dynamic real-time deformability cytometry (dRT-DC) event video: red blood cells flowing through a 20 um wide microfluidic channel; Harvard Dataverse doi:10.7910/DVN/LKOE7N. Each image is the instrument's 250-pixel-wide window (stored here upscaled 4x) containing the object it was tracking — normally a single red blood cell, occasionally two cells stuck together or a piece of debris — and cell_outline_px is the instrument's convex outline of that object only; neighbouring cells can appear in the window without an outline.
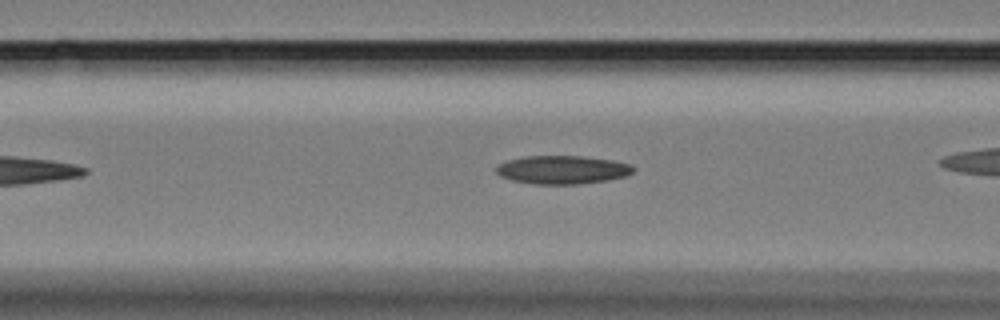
{"species": "Egyptian fruit bat (a non-hibernating species)", "species_latin": "Rousettus aegyptiacus", "temperature_condition": "cold", "stored_images_in_passage": 31, "camera_frame_rate_fps": 3000, "um_per_image_px": 0.085, "animal": {"sex": "female"}, "frame": {"image": 1, "passage_image": 9, "time_ms": 2.667, "image_size_px": [1000, 320], "cell_outline_px": [[636, 168], [628, 176], [608, 180], [580, 184], [532, 184], [512, 180], [500, 176], [496, 172], [496, 168], [500, 164], [508, 160], [524, 156], [584, 156], [612, 160], [632, 164]], "centroid_in_image_um": [47.85, 14.43], "position_along_channel_um": 118.8, "area_um2": 22.83}}
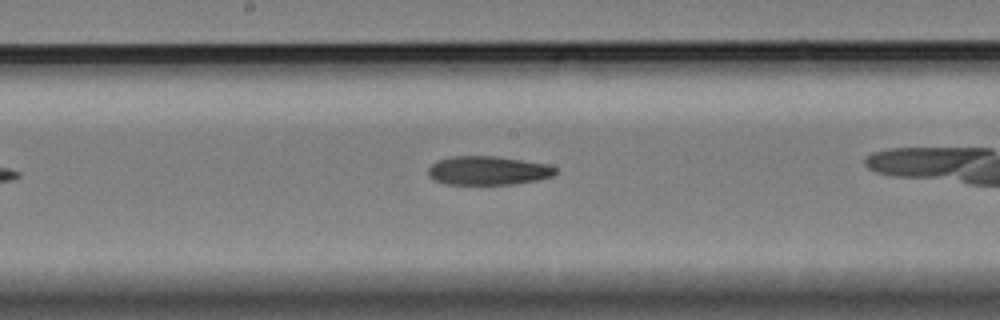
{"frame": {"image": 2, "passage_image": 17, "time_ms": 5.333, "image_size_px": [1000, 320], "cell_outline_px": [[556, 172], [552, 176], [536, 180], [512, 184], [444, 184], [428, 176], [428, 168], [436, 160], [452, 156], [496, 156], [548, 164], [556, 168]], "centroid_in_image_um": [41.45, 14.49], "position_along_channel_um": 206.8, "area_um2": 21.33}}
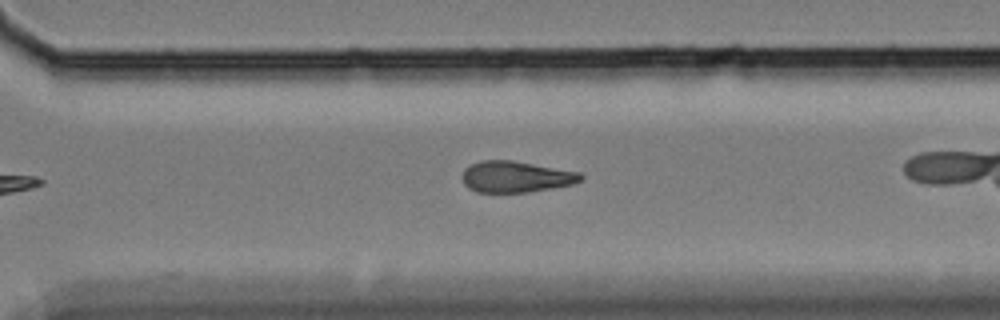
{"frame": {"image": 3, "passage_image": 28, "time_ms": 9.0, "image_size_px": [1000, 320], "cell_outline_px": [[584, 180], [572, 184], [528, 192], [476, 192], [468, 188], [464, 184], [460, 176], [464, 168], [480, 160], [512, 160], [580, 172], [584, 176]], "centroid_in_image_um": [43.82, 15.02], "position_along_channel_um": 326.8, "area_um2": 21.73}}